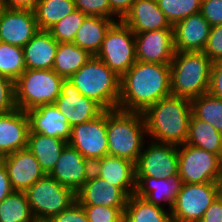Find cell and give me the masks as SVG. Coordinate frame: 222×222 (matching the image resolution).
Returning a JSON list of instances; mask_svg holds the SVG:
<instances>
[{
	"label": "cell",
	"mask_w": 222,
	"mask_h": 222,
	"mask_svg": "<svg viewBox=\"0 0 222 222\" xmlns=\"http://www.w3.org/2000/svg\"><path fill=\"white\" fill-rule=\"evenodd\" d=\"M169 95L170 64L136 61L121 77L117 109L143 113L149 106Z\"/></svg>",
	"instance_id": "cell-1"
},
{
	"label": "cell",
	"mask_w": 222,
	"mask_h": 222,
	"mask_svg": "<svg viewBox=\"0 0 222 222\" xmlns=\"http://www.w3.org/2000/svg\"><path fill=\"white\" fill-rule=\"evenodd\" d=\"M142 114L147 137L152 141L177 146L186 142L192 115L190 99L171 94L149 106Z\"/></svg>",
	"instance_id": "cell-2"
},
{
	"label": "cell",
	"mask_w": 222,
	"mask_h": 222,
	"mask_svg": "<svg viewBox=\"0 0 222 222\" xmlns=\"http://www.w3.org/2000/svg\"><path fill=\"white\" fill-rule=\"evenodd\" d=\"M108 155L137 162L147 137L143 114L106 110Z\"/></svg>",
	"instance_id": "cell-3"
},
{
	"label": "cell",
	"mask_w": 222,
	"mask_h": 222,
	"mask_svg": "<svg viewBox=\"0 0 222 222\" xmlns=\"http://www.w3.org/2000/svg\"><path fill=\"white\" fill-rule=\"evenodd\" d=\"M68 80L83 96L93 99L105 110L118 108L121 77L96 56H92Z\"/></svg>",
	"instance_id": "cell-4"
},
{
	"label": "cell",
	"mask_w": 222,
	"mask_h": 222,
	"mask_svg": "<svg viewBox=\"0 0 222 222\" xmlns=\"http://www.w3.org/2000/svg\"><path fill=\"white\" fill-rule=\"evenodd\" d=\"M211 67L204 52L175 51L170 63L171 94L192 100L207 93Z\"/></svg>",
	"instance_id": "cell-5"
},
{
	"label": "cell",
	"mask_w": 222,
	"mask_h": 222,
	"mask_svg": "<svg viewBox=\"0 0 222 222\" xmlns=\"http://www.w3.org/2000/svg\"><path fill=\"white\" fill-rule=\"evenodd\" d=\"M64 78L52 69H26L15 81L17 108L28 111L41 105L54 104L61 93Z\"/></svg>",
	"instance_id": "cell-6"
},
{
	"label": "cell",
	"mask_w": 222,
	"mask_h": 222,
	"mask_svg": "<svg viewBox=\"0 0 222 222\" xmlns=\"http://www.w3.org/2000/svg\"><path fill=\"white\" fill-rule=\"evenodd\" d=\"M25 194L36 222L49 221L76 201V194L71 189L63 187L48 174L35 182Z\"/></svg>",
	"instance_id": "cell-7"
},
{
	"label": "cell",
	"mask_w": 222,
	"mask_h": 222,
	"mask_svg": "<svg viewBox=\"0 0 222 222\" xmlns=\"http://www.w3.org/2000/svg\"><path fill=\"white\" fill-rule=\"evenodd\" d=\"M96 57L122 77L136 62V43L132 30L122 21L114 22L107 30Z\"/></svg>",
	"instance_id": "cell-8"
},
{
	"label": "cell",
	"mask_w": 222,
	"mask_h": 222,
	"mask_svg": "<svg viewBox=\"0 0 222 222\" xmlns=\"http://www.w3.org/2000/svg\"><path fill=\"white\" fill-rule=\"evenodd\" d=\"M222 168V159L188 144L178 145V176L183 183L216 182Z\"/></svg>",
	"instance_id": "cell-9"
},
{
	"label": "cell",
	"mask_w": 222,
	"mask_h": 222,
	"mask_svg": "<svg viewBox=\"0 0 222 222\" xmlns=\"http://www.w3.org/2000/svg\"><path fill=\"white\" fill-rule=\"evenodd\" d=\"M218 196L216 182L183 183L171 209L173 222H199Z\"/></svg>",
	"instance_id": "cell-10"
},
{
	"label": "cell",
	"mask_w": 222,
	"mask_h": 222,
	"mask_svg": "<svg viewBox=\"0 0 222 222\" xmlns=\"http://www.w3.org/2000/svg\"><path fill=\"white\" fill-rule=\"evenodd\" d=\"M135 169L136 177H178V146L149 140L148 145L143 146Z\"/></svg>",
	"instance_id": "cell-11"
},
{
	"label": "cell",
	"mask_w": 222,
	"mask_h": 222,
	"mask_svg": "<svg viewBox=\"0 0 222 222\" xmlns=\"http://www.w3.org/2000/svg\"><path fill=\"white\" fill-rule=\"evenodd\" d=\"M68 144L92 164L107 156L106 110L93 120L71 127Z\"/></svg>",
	"instance_id": "cell-12"
},
{
	"label": "cell",
	"mask_w": 222,
	"mask_h": 222,
	"mask_svg": "<svg viewBox=\"0 0 222 222\" xmlns=\"http://www.w3.org/2000/svg\"><path fill=\"white\" fill-rule=\"evenodd\" d=\"M54 104L70 127L93 120L105 111L96 101L83 96L68 79H64Z\"/></svg>",
	"instance_id": "cell-13"
},
{
	"label": "cell",
	"mask_w": 222,
	"mask_h": 222,
	"mask_svg": "<svg viewBox=\"0 0 222 222\" xmlns=\"http://www.w3.org/2000/svg\"><path fill=\"white\" fill-rule=\"evenodd\" d=\"M92 167L93 164L89 160L84 158L78 150L67 144L48 175L76 194L89 179Z\"/></svg>",
	"instance_id": "cell-14"
},
{
	"label": "cell",
	"mask_w": 222,
	"mask_h": 222,
	"mask_svg": "<svg viewBox=\"0 0 222 222\" xmlns=\"http://www.w3.org/2000/svg\"><path fill=\"white\" fill-rule=\"evenodd\" d=\"M38 31L34 11L0 7V42L23 48Z\"/></svg>",
	"instance_id": "cell-15"
},
{
	"label": "cell",
	"mask_w": 222,
	"mask_h": 222,
	"mask_svg": "<svg viewBox=\"0 0 222 222\" xmlns=\"http://www.w3.org/2000/svg\"><path fill=\"white\" fill-rule=\"evenodd\" d=\"M136 61L170 64L175 53L173 29L134 33Z\"/></svg>",
	"instance_id": "cell-16"
},
{
	"label": "cell",
	"mask_w": 222,
	"mask_h": 222,
	"mask_svg": "<svg viewBox=\"0 0 222 222\" xmlns=\"http://www.w3.org/2000/svg\"><path fill=\"white\" fill-rule=\"evenodd\" d=\"M0 160L6 167L14 191L25 192L46 175L28 148L15 151Z\"/></svg>",
	"instance_id": "cell-17"
},
{
	"label": "cell",
	"mask_w": 222,
	"mask_h": 222,
	"mask_svg": "<svg viewBox=\"0 0 222 222\" xmlns=\"http://www.w3.org/2000/svg\"><path fill=\"white\" fill-rule=\"evenodd\" d=\"M128 196L117 186L97 176L93 171L89 179L76 193V201L80 205H100L116 207L122 213L125 210Z\"/></svg>",
	"instance_id": "cell-18"
},
{
	"label": "cell",
	"mask_w": 222,
	"mask_h": 222,
	"mask_svg": "<svg viewBox=\"0 0 222 222\" xmlns=\"http://www.w3.org/2000/svg\"><path fill=\"white\" fill-rule=\"evenodd\" d=\"M92 171L110 184L119 187L128 197L135 194V163L122 157L107 155L93 163Z\"/></svg>",
	"instance_id": "cell-19"
},
{
	"label": "cell",
	"mask_w": 222,
	"mask_h": 222,
	"mask_svg": "<svg viewBox=\"0 0 222 222\" xmlns=\"http://www.w3.org/2000/svg\"><path fill=\"white\" fill-rule=\"evenodd\" d=\"M29 131L27 112L16 108L0 114V159L27 148Z\"/></svg>",
	"instance_id": "cell-20"
},
{
	"label": "cell",
	"mask_w": 222,
	"mask_h": 222,
	"mask_svg": "<svg viewBox=\"0 0 222 222\" xmlns=\"http://www.w3.org/2000/svg\"><path fill=\"white\" fill-rule=\"evenodd\" d=\"M211 26L199 12L173 26L174 49L184 52H203Z\"/></svg>",
	"instance_id": "cell-21"
},
{
	"label": "cell",
	"mask_w": 222,
	"mask_h": 222,
	"mask_svg": "<svg viewBox=\"0 0 222 222\" xmlns=\"http://www.w3.org/2000/svg\"><path fill=\"white\" fill-rule=\"evenodd\" d=\"M26 112L29 118V133L60 138L68 142L71 127L55 104L41 105Z\"/></svg>",
	"instance_id": "cell-22"
},
{
	"label": "cell",
	"mask_w": 222,
	"mask_h": 222,
	"mask_svg": "<svg viewBox=\"0 0 222 222\" xmlns=\"http://www.w3.org/2000/svg\"><path fill=\"white\" fill-rule=\"evenodd\" d=\"M121 21L133 33L173 29L165 14L158 7L157 0H135Z\"/></svg>",
	"instance_id": "cell-23"
},
{
	"label": "cell",
	"mask_w": 222,
	"mask_h": 222,
	"mask_svg": "<svg viewBox=\"0 0 222 222\" xmlns=\"http://www.w3.org/2000/svg\"><path fill=\"white\" fill-rule=\"evenodd\" d=\"M182 184L179 176L175 178L136 177L135 194L161 207L167 203L168 209L171 211Z\"/></svg>",
	"instance_id": "cell-24"
},
{
	"label": "cell",
	"mask_w": 222,
	"mask_h": 222,
	"mask_svg": "<svg viewBox=\"0 0 222 222\" xmlns=\"http://www.w3.org/2000/svg\"><path fill=\"white\" fill-rule=\"evenodd\" d=\"M58 45L49 31L39 30L22 48L26 69H52Z\"/></svg>",
	"instance_id": "cell-25"
},
{
	"label": "cell",
	"mask_w": 222,
	"mask_h": 222,
	"mask_svg": "<svg viewBox=\"0 0 222 222\" xmlns=\"http://www.w3.org/2000/svg\"><path fill=\"white\" fill-rule=\"evenodd\" d=\"M116 21L118 19L87 16L78 29L73 43L86 50L91 56H96L101 48L107 30Z\"/></svg>",
	"instance_id": "cell-26"
},
{
	"label": "cell",
	"mask_w": 222,
	"mask_h": 222,
	"mask_svg": "<svg viewBox=\"0 0 222 222\" xmlns=\"http://www.w3.org/2000/svg\"><path fill=\"white\" fill-rule=\"evenodd\" d=\"M67 144V141L60 138L38 133L28 134L27 148L33 153L45 174L52 171Z\"/></svg>",
	"instance_id": "cell-27"
},
{
	"label": "cell",
	"mask_w": 222,
	"mask_h": 222,
	"mask_svg": "<svg viewBox=\"0 0 222 222\" xmlns=\"http://www.w3.org/2000/svg\"><path fill=\"white\" fill-rule=\"evenodd\" d=\"M185 144L204 149L222 159V133L211 124L197 118L193 113L189 120L188 137Z\"/></svg>",
	"instance_id": "cell-28"
},
{
	"label": "cell",
	"mask_w": 222,
	"mask_h": 222,
	"mask_svg": "<svg viewBox=\"0 0 222 222\" xmlns=\"http://www.w3.org/2000/svg\"><path fill=\"white\" fill-rule=\"evenodd\" d=\"M132 194L123 212L124 222H173L171 211ZM169 211V212H168Z\"/></svg>",
	"instance_id": "cell-29"
},
{
	"label": "cell",
	"mask_w": 222,
	"mask_h": 222,
	"mask_svg": "<svg viewBox=\"0 0 222 222\" xmlns=\"http://www.w3.org/2000/svg\"><path fill=\"white\" fill-rule=\"evenodd\" d=\"M92 56L73 42L58 45L52 70L64 79H69Z\"/></svg>",
	"instance_id": "cell-30"
},
{
	"label": "cell",
	"mask_w": 222,
	"mask_h": 222,
	"mask_svg": "<svg viewBox=\"0 0 222 222\" xmlns=\"http://www.w3.org/2000/svg\"><path fill=\"white\" fill-rule=\"evenodd\" d=\"M76 10L74 0H39L34 10L39 30H49Z\"/></svg>",
	"instance_id": "cell-31"
},
{
	"label": "cell",
	"mask_w": 222,
	"mask_h": 222,
	"mask_svg": "<svg viewBox=\"0 0 222 222\" xmlns=\"http://www.w3.org/2000/svg\"><path fill=\"white\" fill-rule=\"evenodd\" d=\"M0 222H36L25 192L13 191L0 202Z\"/></svg>",
	"instance_id": "cell-32"
},
{
	"label": "cell",
	"mask_w": 222,
	"mask_h": 222,
	"mask_svg": "<svg viewBox=\"0 0 222 222\" xmlns=\"http://www.w3.org/2000/svg\"><path fill=\"white\" fill-rule=\"evenodd\" d=\"M192 113L222 133V99L205 93L191 100Z\"/></svg>",
	"instance_id": "cell-33"
},
{
	"label": "cell",
	"mask_w": 222,
	"mask_h": 222,
	"mask_svg": "<svg viewBox=\"0 0 222 222\" xmlns=\"http://www.w3.org/2000/svg\"><path fill=\"white\" fill-rule=\"evenodd\" d=\"M25 70L23 49L0 42V75L15 82Z\"/></svg>",
	"instance_id": "cell-34"
},
{
	"label": "cell",
	"mask_w": 222,
	"mask_h": 222,
	"mask_svg": "<svg viewBox=\"0 0 222 222\" xmlns=\"http://www.w3.org/2000/svg\"><path fill=\"white\" fill-rule=\"evenodd\" d=\"M157 4L172 26L201 10V0H157Z\"/></svg>",
	"instance_id": "cell-35"
},
{
	"label": "cell",
	"mask_w": 222,
	"mask_h": 222,
	"mask_svg": "<svg viewBox=\"0 0 222 222\" xmlns=\"http://www.w3.org/2000/svg\"><path fill=\"white\" fill-rule=\"evenodd\" d=\"M87 15L76 9L60 21H58L48 31L52 37L58 42H73L76 33Z\"/></svg>",
	"instance_id": "cell-36"
},
{
	"label": "cell",
	"mask_w": 222,
	"mask_h": 222,
	"mask_svg": "<svg viewBox=\"0 0 222 222\" xmlns=\"http://www.w3.org/2000/svg\"><path fill=\"white\" fill-rule=\"evenodd\" d=\"M89 222H122L123 213L116 207L81 205Z\"/></svg>",
	"instance_id": "cell-37"
},
{
	"label": "cell",
	"mask_w": 222,
	"mask_h": 222,
	"mask_svg": "<svg viewBox=\"0 0 222 222\" xmlns=\"http://www.w3.org/2000/svg\"><path fill=\"white\" fill-rule=\"evenodd\" d=\"M15 82L0 75V114L16 109Z\"/></svg>",
	"instance_id": "cell-38"
},
{
	"label": "cell",
	"mask_w": 222,
	"mask_h": 222,
	"mask_svg": "<svg viewBox=\"0 0 222 222\" xmlns=\"http://www.w3.org/2000/svg\"><path fill=\"white\" fill-rule=\"evenodd\" d=\"M76 9L87 16H99L110 19L108 0H74Z\"/></svg>",
	"instance_id": "cell-39"
},
{
	"label": "cell",
	"mask_w": 222,
	"mask_h": 222,
	"mask_svg": "<svg viewBox=\"0 0 222 222\" xmlns=\"http://www.w3.org/2000/svg\"><path fill=\"white\" fill-rule=\"evenodd\" d=\"M203 52L212 62L222 58V24L211 27Z\"/></svg>",
	"instance_id": "cell-40"
},
{
	"label": "cell",
	"mask_w": 222,
	"mask_h": 222,
	"mask_svg": "<svg viewBox=\"0 0 222 222\" xmlns=\"http://www.w3.org/2000/svg\"><path fill=\"white\" fill-rule=\"evenodd\" d=\"M200 13L210 26L222 24V0H201Z\"/></svg>",
	"instance_id": "cell-41"
},
{
	"label": "cell",
	"mask_w": 222,
	"mask_h": 222,
	"mask_svg": "<svg viewBox=\"0 0 222 222\" xmlns=\"http://www.w3.org/2000/svg\"><path fill=\"white\" fill-rule=\"evenodd\" d=\"M47 222H89L83 206L75 201L68 209L53 216Z\"/></svg>",
	"instance_id": "cell-42"
},
{
	"label": "cell",
	"mask_w": 222,
	"mask_h": 222,
	"mask_svg": "<svg viewBox=\"0 0 222 222\" xmlns=\"http://www.w3.org/2000/svg\"><path fill=\"white\" fill-rule=\"evenodd\" d=\"M208 93L222 99V58L212 62Z\"/></svg>",
	"instance_id": "cell-43"
},
{
	"label": "cell",
	"mask_w": 222,
	"mask_h": 222,
	"mask_svg": "<svg viewBox=\"0 0 222 222\" xmlns=\"http://www.w3.org/2000/svg\"><path fill=\"white\" fill-rule=\"evenodd\" d=\"M134 1L135 0H108L110 5V19L118 18V21H121L131 9Z\"/></svg>",
	"instance_id": "cell-44"
},
{
	"label": "cell",
	"mask_w": 222,
	"mask_h": 222,
	"mask_svg": "<svg viewBox=\"0 0 222 222\" xmlns=\"http://www.w3.org/2000/svg\"><path fill=\"white\" fill-rule=\"evenodd\" d=\"M199 222H222V198L218 196L210 204Z\"/></svg>",
	"instance_id": "cell-45"
},
{
	"label": "cell",
	"mask_w": 222,
	"mask_h": 222,
	"mask_svg": "<svg viewBox=\"0 0 222 222\" xmlns=\"http://www.w3.org/2000/svg\"><path fill=\"white\" fill-rule=\"evenodd\" d=\"M39 0H3L1 7L7 9L34 11Z\"/></svg>",
	"instance_id": "cell-46"
},
{
	"label": "cell",
	"mask_w": 222,
	"mask_h": 222,
	"mask_svg": "<svg viewBox=\"0 0 222 222\" xmlns=\"http://www.w3.org/2000/svg\"><path fill=\"white\" fill-rule=\"evenodd\" d=\"M6 167L0 160V202L13 192Z\"/></svg>",
	"instance_id": "cell-47"
},
{
	"label": "cell",
	"mask_w": 222,
	"mask_h": 222,
	"mask_svg": "<svg viewBox=\"0 0 222 222\" xmlns=\"http://www.w3.org/2000/svg\"><path fill=\"white\" fill-rule=\"evenodd\" d=\"M216 184H217L218 195L220 198H222V168L217 178Z\"/></svg>",
	"instance_id": "cell-48"
},
{
	"label": "cell",
	"mask_w": 222,
	"mask_h": 222,
	"mask_svg": "<svg viewBox=\"0 0 222 222\" xmlns=\"http://www.w3.org/2000/svg\"><path fill=\"white\" fill-rule=\"evenodd\" d=\"M2 4H3V0H0V7L2 6Z\"/></svg>",
	"instance_id": "cell-49"
}]
</instances>
